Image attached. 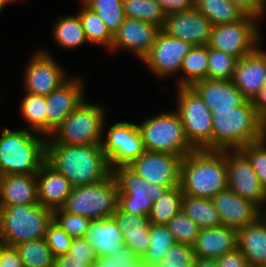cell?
I'll use <instances>...</instances> for the list:
<instances>
[{"mask_svg": "<svg viewBox=\"0 0 266 267\" xmlns=\"http://www.w3.org/2000/svg\"><path fill=\"white\" fill-rule=\"evenodd\" d=\"M182 160L180 155L146 150L129 167L147 182L171 189L180 186Z\"/></svg>", "mask_w": 266, "mask_h": 267, "instance_id": "obj_12", "label": "cell"}, {"mask_svg": "<svg viewBox=\"0 0 266 267\" xmlns=\"http://www.w3.org/2000/svg\"><path fill=\"white\" fill-rule=\"evenodd\" d=\"M183 193L180 186L168 189L157 201L152 203L149 214L150 223L166 225L182 209Z\"/></svg>", "mask_w": 266, "mask_h": 267, "instance_id": "obj_33", "label": "cell"}, {"mask_svg": "<svg viewBox=\"0 0 266 267\" xmlns=\"http://www.w3.org/2000/svg\"><path fill=\"white\" fill-rule=\"evenodd\" d=\"M216 263L217 267H250L238 247L216 259Z\"/></svg>", "mask_w": 266, "mask_h": 267, "instance_id": "obj_50", "label": "cell"}, {"mask_svg": "<svg viewBox=\"0 0 266 267\" xmlns=\"http://www.w3.org/2000/svg\"><path fill=\"white\" fill-rule=\"evenodd\" d=\"M137 125L147 151L185 157L195 150L186 138L181 117L176 110L162 112Z\"/></svg>", "mask_w": 266, "mask_h": 267, "instance_id": "obj_8", "label": "cell"}, {"mask_svg": "<svg viewBox=\"0 0 266 267\" xmlns=\"http://www.w3.org/2000/svg\"><path fill=\"white\" fill-rule=\"evenodd\" d=\"M118 184L111 172L105 179L73 187L62 209L91 220L111 218L118 207Z\"/></svg>", "mask_w": 266, "mask_h": 267, "instance_id": "obj_7", "label": "cell"}, {"mask_svg": "<svg viewBox=\"0 0 266 267\" xmlns=\"http://www.w3.org/2000/svg\"><path fill=\"white\" fill-rule=\"evenodd\" d=\"M0 267H24L16 247L0 245Z\"/></svg>", "mask_w": 266, "mask_h": 267, "instance_id": "obj_52", "label": "cell"}, {"mask_svg": "<svg viewBox=\"0 0 266 267\" xmlns=\"http://www.w3.org/2000/svg\"><path fill=\"white\" fill-rule=\"evenodd\" d=\"M231 82L247 100H252L266 85V51L258 47L249 55L240 58Z\"/></svg>", "mask_w": 266, "mask_h": 267, "instance_id": "obj_20", "label": "cell"}, {"mask_svg": "<svg viewBox=\"0 0 266 267\" xmlns=\"http://www.w3.org/2000/svg\"><path fill=\"white\" fill-rule=\"evenodd\" d=\"M16 249L24 267H53L55 257L45 238L21 243Z\"/></svg>", "mask_w": 266, "mask_h": 267, "instance_id": "obj_37", "label": "cell"}, {"mask_svg": "<svg viewBox=\"0 0 266 267\" xmlns=\"http://www.w3.org/2000/svg\"><path fill=\"white\" fill-rule=\"evenodd\" d=\"M193 267H217L216 259L196 257Z\"/></svg>", "mask_w": 266, "mask_h": 267, "instance_id": "obj_56", "label": "cell"}, {"mask_svg": "<svg viewBox=\"0 0 266 267\" xmlns=\"http://www.w3.org/2000/svg\"><path fill=\"white\" fill-rule=\"evenodd\" d=\"M259 1H260L261 5H262L264 8H266V0H259Z\"/></svg>", "mask_w": 266, "mask_h": 267, "instance_id": "obj_59", "label": "cell"}, {"mask_svg": "<svg viewBox=\"0 0 266 267\" xmlns=\"http://www.w3.org/2000/svg\"><path fill=\"white\" fill-rule=\"evenodd\" d=\"M246 16L260 19L264 16L266 9L261 5L259 0H229Z\"/></svg>", "mask_w": 266, "mask_h": 267, "instance_id": "obj_51", "label": "cell"}, {"mask_svg": "<svg viewBox=\"0 0 266 267\" xmlns=\"http://www.w3.org/2000/svg\"><path fill=\"white\" fill-rule=\"evenodd\" d=\"M143 267H162V262H158L152 265H144Z\"/></svg>", "mask_w": 266, "mask_h": 267, "instance_id": "obj_58", "label": "cell"}, {"mask_svg": "<svg viewBox=\"0 0 266 267\" xmlns=\"http://www.w3.org/2000/svg\"><path fill=\"white\" fill-rule=\"evenodd\" d=\"M73 187L105 179L111 172L101 144L68 145L46 143V159Z\"/></svg>", "mask_w": 266, "mask_h": 267, "instance_id": "obj_1", "label": "cell"}, {"mask_svg": "<svg viewBox=\"0 0 266 267\" xmlns=\"http://www.w3.org/2000/svg\"><path fill=\"white\" fill-rule=\"evenodd\" d=\"M166 227L178 243L193 246L200 233V226L194 223L185 213L180 211Z\"/></svg>", "mask_w": 266, "mask_h": 267, "instance_id": "obj_40", "label": "cell"}, {"mask_svg": "<svg viewBox=\"0 0 266 267\" xmlns=\"http://www.w3.org/2000/svg\"><path fill=\"white\" fill-rule=\"evenodd\" d=\"M144 261L126 246L109 256L98 257L92 267H143Z\"/></svg>", "mask_w": 266, "mask_h": 267, "instance_id": "obj_43", "label": "cell"}, {"mask_svg": "<svg viewBox=\"0 0 266 267\" xmlns=\"http://www.w3.org/2000/svg\"><path fill=\"white\" fill-rule=\"evenodd\" d=\"M194 47L191 43L158 33L151 51L142 59L148 69L158 77H169L180 72L183 59Z\"/></svg>", "mask_w": 266, "mask_h": 267, "instance_id": "obj_14", "label": "cell"}, {"mask_svg": "<svg viewBox=\"0 0 266 267\" xmlns=\"http://www.w3.org/2000/svg\"><path fill=\"white\" fill-rule=\"evenodd\" d=\"M98 257L109 256L125 246L124 236L113 217L92 220L83 237Z\"/></svg>", "mask_w": 266, "mask_h": 267, "instance_id": "obj_25", "label": "cell"}, {"mask_svg": "<svg viewBox=\"0 0 266 267\" xmlns=\"http://www.w3.org/2000/svg\"><path fill=\"white\" fill-rule=\"evenodd\" d=\"M125 16L163 28L166 14L156 0H123Z\"/></svg>", "mask_w": 266, "mask_h": 267, "instance_id": "obj_35", "label": "cell"}, {"mask_svg": "<svg viewBox=\"0 0 266 267\" xmlns=\"http://www.w3.org/2000/svg\"><path fill=\"white\" fill-rule=\"evenodd\" d=\"M29 62L24 73V89L27 93L47 96L70 78L45 50L37 49Z\"/></svg>", "mask_w": 266, "mask_h": 267, "instance_id": "obj_13", "label": "cell"}, {"mask_svg": "<svg viewBox=\"0 0 266 267\" xmlns=\"http://www.w3.org/2000/svg\"><path fill=\"white\" fill-rule=\"evenodd\" d=\"M82 8L78 11L81 23L89 44L105 46L110 50L113 43V34L99 15L88 8L82 1Z\"/></svg>", "mask_w": 266, "mask_h": 267, "instance_id": "obj_32", "label": "cell"}, {"mask_svg": "<svg viewBox=\"0 0 266 267\" xmlns=\"http://www.w3.org/2000/svg\"><path fill=\"white\" fill-rule=\"evenodd\" d=\"M212 124V150H240L266 136V121L251 100L233 110H214Z\"/></svg>", "mask_w": 266, "mask_h": 267, "instance_id": "obj_3", "label": "cell"}, {"mask_svg": "<svg viewBox=\"0 0 266 267\" xmlns=\"http://www.w3.org/2000/svg\"><path fill=\"white\" fill-rule=\"evenodd\" d=\"M180 71L185 75L179 78L177 87H191L195 82L207 79L208 45L194 46L183 59Z\"/></svg>", "mask_w": 266, "mask_h": 267, "instance_id": "obj_29", "label": "cell"}, {"mask_svg": "<svg viewBox=\"0 0 266 267\" xmlns=\"http://www.w3.org/2000/svg\"><path fill=\"white\" fill-rule=\"evenodd\" d=\"M112 217L123 233L149 232L150 230L149 216L128 214L117 207Z\"/></svg>", "mask_w": 266, "mask_h": 267, "instance_id": "obj_47", "label": "cell"}, {"mask_svg": "<svg viewBox=\"0 0 266 267\" xmlns=\"http://www.w3.org/2000/svg\"><path fill=\"white\" fill-rule=\"evenodd\" d=\"M257 113L266 121V85L251 100Z\"/></svg>", "mask_w": 266, "mask_h": 267, "instance_id": "obj_55", "label": "cell"}, {"mask_svg": "<svg viewBox=\"0 0 266 267\" xmlns=\"http://www.w3.org/2000/svg\"><path fill=\"white\" fill-rule=\"evenodd\" d=\"M180 187L183 195L210 199L227 189L226 150L195 149L183 157Z\"/></svg>", "mask_w": 266, "mask_h": 267, "instance_id": "obj_2", "label": "cell"}, {"mask_svg": "<svg viewBox=\"0 0 266 267\" xmlns=\"http://www.w3.org/2000/svg\"><path fill=\"white\" fill-rule=\"evenodd\" d=\"M181 211L201 229L222 225L219 214L210 198L183 195Z\"/></svg>", "mask_w": 266, "mask_h": 267, "instance_id": "obj_28", "label": "cell"}, {"mask_svg": "<svg viewBox=\"0 0 266 267\" xmlns=\"http://www.w3.org/2000/svg\"><path fill=\"white\" fill-rule=\"evenodd\" d=\"M67 255L74 259L85 260L91 266L97 259L94 249L83 237L73 238Z\"/></svg>", "mask_w": 266, "mask_h": 267, "instance_id": "obj_48", "label": "cell"}, {"mask_svg": "<svg viewBox=\"0 0 266 267\" xmlns=\"http://www.w3.org/2000/svg\"><path fill=\"white\" fill-rule=\"evenodd\" d=\"M238 60L230 54L208 47L207 79L231 80Z\"/></svg>", "mask_w": 266, "mask_h": 267, "instance_id": "obj_39", "label": "cell"}, {"mask_svg": "<svg viewBox=\"0 0 266 267\" xmlns=\"http://www.w3.org/2000/svg\"><path fill=\"white\" fill-rule=\"evenodd\" d=\"M105 110L86 100L52 132L46 143L68 145L101 144L105 136ZM103 136V137H102Z\"/></svg>", "mask_w": 266, "mask_h": 267, "instance_id": "obj_6", "label": "cell"}, {"mask_svg": "<svg viewBox=\"0 0 266 267\" xmlns=\"http://www.w3.org/2000/svg\"><path fill=\"white\" fill-rule=\"evenodd\" d=\"M91 221L87 217L68 213L62 208L53 211V222L72 238L84 237Z\"/></svg>", "mask_w": 266, "mask_h": 267, "instance_id": "obj_41", "label": "cell"}, {"mask_svg": "<svg viewBox=\"0 0 266 267\" xmlns=\"http://www.w3.org/2000/svg\"><path fill=\"white\" fill-rule=\"evenodd\" d=\"M53 211L41 204L0 207V240L3 245H17L44 239Z\"/></svg>", "mask_w": 266, "mask_h": 267, "instance_id": "obj_5", "label": "cell"}, {"mask_svg": "<svg viewBox=\"0 0 266 267\" xmlns=\"http://www.w3.org/2000/svg\"><path fill=\"white\" fill-rule=\"evenodd\" d=\"M228 188L240 197L250 200L263 211L266 193L249 159L240 150H226Z\"/></svg>", "mask_w": 266, "mask_h": 267, "instance_id": "obj_15", "label": "cell"}, {"mask_svg": "<svg viewBox=\"0 0 266 267\" xmlns=\"http://www.w3.org/2000/svg\"><path fill=\"white\" fill-rule=\"evenodd\" d=\"M21 113L29 123L27 130L46 137V96L26 92L21 103Z\"/></svg>", "mask_w": 266, "mask_h": 267, "instance_id": "obj_34", "label": "cell"}, {"mask_svg": "<svg viewBox=\"0 0 266 267\" xmlns=\"http://www.w3.org/2000/svg\"><path fill=\"white\" fill-rule=\"evenodd\" d=\"M36 177L39 204L52 211L62 208L73 189L70 181L46 160Z\"/></svg>", "mask_w": 266, "mask_h": 267, "instance_id": "obj_21", "label": "cell"}, {"mask_svg": "<svg viewBox=\"0 0 266 267\" xmlns=\"http://www.w3.org/2000/svg\"><path fill=\"white\" fill-rule=\"evenodd\" d=\"M27 204H39L36 174L0 175V207Z\"/></svg>", "mask_w": 266, "mask_h": 267, "instance_id": "obj_24", "label": "cell"}, {"mask_svg": "<svg viewBox=\"0 0 266 267\" xmlns=\"http://www.w3.org/2000/svg\"><path fill=\"white\" fill-rule=\"evenodd\" d=\"M88 8L96 12L106 24L107 28L114 34L123 21L125 12L123 0H81Z\"/></svg>", "mask_w": 266, "mask_h": 267, "instance_id": "obj_38", "label": "cell"}, {"mask_svg": "<svg viewBox=\"0 0 266 267\" xmlns=\"http://www.w3.org/2000/svg\"><path fill=\"white\" fill-rule=\"evenodd\" d=\"M191 87L212 113L214 110H233L247 101L231 80L205 79L195 82Z\"/></svg>", "mask_w": 266, "mask_h": 267, "instance_id": "obj_22", "label": "cell"}, {"mask_svg": "<svg viewBox=\"0 0 266 267\" xmlns=\"http://www.w3.org/2000/svg\"><path fill=\"white\" fill-rule=\"evenodd\" d=\"M125 246L135 255L144 257L149 248V232L123 233Z\"/></svg>", "mask_w": 266, "mask_h": 267, "instance_id": "obj_49", "label": "cell"}, {"mask_svg": "<svg viewBox=\"0 0 266 267\" xmlns=\"http://www.w3.org/2000/svg\"><path fill=\"white\" fill-rule=\"evenodd\" d=\"M118 184L119 194H146L154 203L168 188L151 184L137 175L129 166H119L112 170Z\"/></svg>", "mask_w": 266, "mask_h": 267, "instance_id": "obj_27", "label": "cell"}, {"mask_svg": "<svg viewBox=\"0 0 266 267\" xmlns=\"http://www.w3.org/2000/svg\"><path fill=\"white\" fill-rule=\"evenodd\" d=\"M263 215L266 217V210H265V211H263Z\"/></svg>", "mask_w": 266, "mask_h": 267, "instance_id": "obj_60", "label": "cell"}, {"mask_svg": "<svg viewBox=\"0 0 266 267\" xmlns=\"http://www.w3.org/2000/svg\"><path fill=\"white\" fill-rule=\"evenodd\" d=\"M166 15L186 12L195 8V0H156Z\"/></svg>", "mask_w": 266, "mask_h": 267, "instance_id": "obj_53", "label": "cell"}, {"mask_svg": "<svg viewBox=\"0 0 266 267\" xmlns=\"http://www.w3.org/2000/svg\"><path fill=\"white\" fill-rule=\"evenodd\" d=\"M118 207L128 214L149 216L152 201L146 194H118Z\"/></svg>", "mask_w": 266, "mask_h": 267, "instance_id": "obj_46", "label": "cell"}, {"mask_svg": "<svg viewBox=\"0 0 266 267\" xmlns=\"http://www.w3.org/2000/svg\"><path fill=\"white\" fill-rule=\"evenodd\" d=\"M258 20L244 16L241 20L213 25L208 47L230 54L238 59L249 55L258 48L261 33Z\"/></svg>", "mask_w": 266, "mask_h": 267, "instance_id": "obj_10", "label": "cell"}, {"mask_svg": "<svg viewBox=\"0 0 266 267\" xmlns=\"http://www.w3.org/2000/svg\"><path fill=\"white\" fill-rule=\"evenodd\" d=\"M175 239L166 225L153 224L149 230V248L143 257L145 265H152L161 262L166 251L174 243Z\"/></svg>", "mask_w": 266, "mask_h": 267, "instance_id": "obj_36", "label": "cell"}, {"mask_svg": "<svg viewBox=\"0 0 266 267\" xmlns=\"http://www.w3.org/2000/svg\"><path fill=\"white\" fill-rule=\"evenodd\" d=\"M237 247V230L220 225L201 229L193 245V250L196 257L218 259Z\"/></svg>", "mask_w": 266, "mask_h": 267, "instance_id": "obj_23", "label": "cell"}, {"mask_svg": "<svg viewBox=\"0 0 266 267\" xmlns=\"http://www.w3.org/2000/svg\"><path fill=\"white\" fill-rule=\"evenodd\" d=\"M81 78L70 77L46 96V138L86 99Z\"/></svg>", "mask_w": 266, "mask_h": 267, "instance_id": "obj_16", "label": "cell"}, {"mask_svg": "<svg viewBox=\"0 0 266 267\" xmlns=\"http://www.w3.org/2000/svg\"><path fill=\"white\" fill-rule=\"evenodd\" d=\"M212 23L196 8L166 15L161 29L168 36L181 39L194 46L208 45Z\"/></svg>", "mask_w": 266, "mask_h": 267, "instance_id": "obj_17", "label": "cell"}, {"mask_svg": "<svg viewBox=\"0 0 266 267\" xmlns=\"http://www.w3.org/2000/svg\"><path fill=\"white\" fill-rule=\"evenodd\" d=\"M195 8L210 20L212 25L234 23L245 16L229 0H195Z\"/></svg>", "mask_w": 266, "mask_h": 267, "instance_id": "obj_31", "label": "cell"}, {"mask_svg": "<svg viewBox=\"0 0 266 267\" xmlns=\"http://www.w3.org/2000/svg\"><path fill=\"white\" fill-rule=\"evenodd\" d=\"M238 248L250 267H266V217L237 230Z\"/></svg>", "mask_w": 266, "mask_h": 267, "instance_id": "obj_26", "label": "cell"}, {"mask_svg": "<svg viewBox=\"0 0 266 267\" xmlns=\"http://www.w3.org/2000/svg\"><path fill=\"white\" fill-rule=\"evenodd\" d=\"M53 267H92L85 260H78L62 255L54 258Z\"/></svg>", "mask_w": 266, "mask_h": 267, "instance_id": "obj_54", "label": "cell"}, {"mask_svg": "<svg viewBox=\"0 0 266 267\" xmlns=\"http://www.w3.org/2000/svg\"><path fill=\"white\" fill-rule=\"evenodd\" d=\"M53 37L57 44L67 49L77 48L88 43L78 14L60 16L54 24Z\"/></svg>", "mask_w": 266, "mask_h": 267, "instance_id": "obj_30", "label": "cell"}, {"mask_svg": "<svg viewBox=\"0 0 266 267\" xmlns=\"http://www.w3.org/2000/svg\"><path fill=\"white\" fill-rule=\"evenodd\" d=\"M161 28L155 24L126 17L119 29L113 34L112 51L131 50L142 59L151 51Z\"/></svg>", "mask_w": 266, "mask_h": 267, "instance_id": "obj_18", "label": "cell"}, {"mask_svg": "<svg viewBox=\"0 0 266 267\" xmlns=\"http://www.w3.org/2000/svg\"><path fill=\"white\" fill-rule=\"evenodd\" d=\"M101 146L111 170L129 166L146 150L137 124L117 122L109 126Z\"/></svg>", "mask_w": 266, "mask_h": 267, "instance_id": "obj_11", "label": "cell"}, {"mask_svg": "<svg viewBox=\"0 0 266 267\" xmlns=\"http://www.w3.org/2000/svg\"><path fill=\"white\" fill-rule=\"evenodd\" d=\"M221 224L236 230L256 221L263 210L254 202L244 199L227 188L212 198Z\"/></svg>", "mask_w": 266, "mask_h": 267, "instance_id": "obj_19", "label": "cell"}, {"mask_svg": "<svg viewBox=\"0 0 266 267\" xmlns=\"http://www.w3.org/2000/svg\"><path fill=\"white\" fill-rule=\"evenodd\" d=\"M45 240L54 257H58L68 254L73 238L52 221L47 227Z\"/></svg>", "mask_w": 266, "mask_h": 267, "instance_id": "obj_45", "label": "cell"}, {"mask_svg": "<svg viewBox=\"0 0 266 267\" xmlns=\"http://www.w3.org/2000/svg\"><path fill=\"white\" fill-rule=\"evenodd\" d=\"M175 109L182 120L187 140L195 149L212 150V112L192 87H177Z\"/></svg>", "mask_w": 266, "mask_h": 267, "instance_id": "obj_9", "label": "cell"}, {"mask_svg": "<svg viewBox=\"0 0 266 267\" xmlns=\"http://www.w3.org/2000/svg\"><path fill=\"white\" fill-rule=\"evenodd\" d=\"M240 151L249 159L266 193V136L257 142L242 147Z\"/></svg>", "mask_w": 266, "mask_h": 267, "instance_id": "obj_42", "label": "cell"}, {"mask_svg": "<svg viewBox=\"0 0 266 267\" xmlns=\"http://www.w3.org/2000/svg\"><path fill=\"white\" fill-rule=\"evenodd\" d=\"M16 0H1V12L4 8V6H6V4H11L12 2H15Z\"/></svg>", "mask_w": 266, "mask_h": 267, "instance_id": "obj_57", "label": "cell"}, {"mask_svg": "<svg viewBox=\"0 0 266 267\" xmlns=\"http://www.w3.org/2000/svg\"><path fill=\"white\" fill-rule=\"evenodd\" d=\"M46 140L45 136L38 138L25 127L17 130L3 128L0 137V175L36 174L46 159Z\"/></svg>", "mask_w": 266, "mask_h": 267, "instance_id": "obj_4", "label": "cell"}, {"mask_svg": "<svg viewBox=\"0 0 266 267\" xmlns=\"http://www.w3.org/2000/svg\"><path fill=\"white\" fill-rule=\"evenodd\" d=\"M196 254L193 246L175 242L167 249L162 259V267H193Z\"/></svg>", "mask_w": 266, "mask_h": 267, "instance_id": "obj_44", "label": "cell"}]
</instances>
